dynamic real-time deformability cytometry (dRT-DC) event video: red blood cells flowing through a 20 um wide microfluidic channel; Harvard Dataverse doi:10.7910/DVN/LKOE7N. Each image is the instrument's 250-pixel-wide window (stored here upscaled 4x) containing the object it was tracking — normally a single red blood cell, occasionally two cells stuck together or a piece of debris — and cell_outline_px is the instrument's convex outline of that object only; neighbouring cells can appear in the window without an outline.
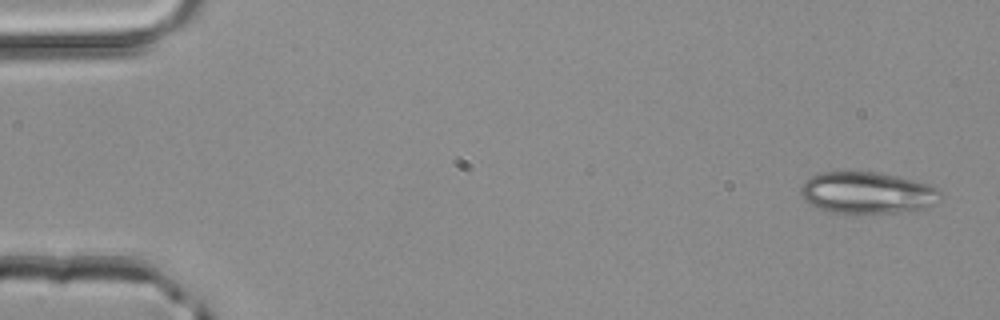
{"species": "common noctule bat (a hibernating species)", "species_latin": "Nyctalus noctula", "temperature_condition": "room temperature", "stored_images_in_passage": 3, "camera_frame_rate_fps": 3000, "um_per_image_px": 0.085, "animal": {"sex": "male", "body_mass_g": 20.4}, "frame": {"image": 1, "passage_image": 1, "time_ms": 0.0, "image_size_px": [1000, 320], "cell_outline_px": [[940, 192], [932, 204], [924, 208], [912, 212], [856, 216], [832, 212], [816, 208], [804, 200], [800, 192], [800, 188], [804, 180], [820, 172], [876, 172], [896, 176], [928, 184], [936, 188]], "centroid_in_image_um": [73.65, 16.44], "position_along_channel_um": 11.4, "area_um2": 34.62}}